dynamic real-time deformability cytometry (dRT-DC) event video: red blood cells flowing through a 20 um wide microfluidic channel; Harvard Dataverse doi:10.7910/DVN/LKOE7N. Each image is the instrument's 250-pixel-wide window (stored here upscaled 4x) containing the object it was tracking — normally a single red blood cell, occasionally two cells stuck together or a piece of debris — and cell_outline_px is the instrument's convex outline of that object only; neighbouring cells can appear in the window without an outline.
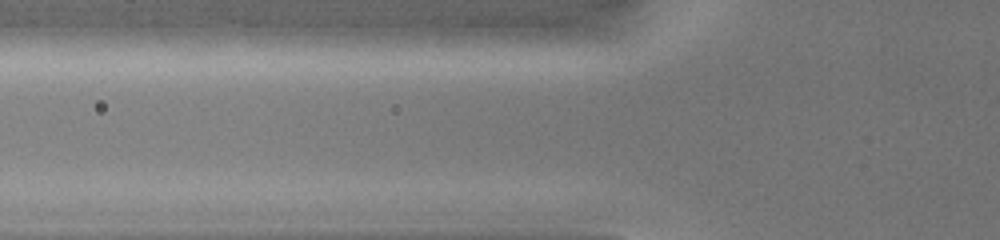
{"species": "common noctule bat (a hibernating species)", "species_latin": "Nyctalus noctula", "temperature_condition": "warm", "stored_images_in_passage": 3, "camera_frame_rate_fps": 3000, "um_per_image_px": 0.085, "animal": {"sex": "female", "body_mass_g": 19.0, "forearm_length_mm": 51.5}, "frame": {"image": 1, "passage_image": 2, "time_ms": 0.667, "image_size_px": [1000, 240], "cell_outline_px": [[624, 36], [616, 40], [592, 44], [536, 52], [532, 52], [400, 48], [400, 44], [408, 32], [440, 24], [568, 24], [624, 32]], "centroid_in_image_um": [43.06, 3.16], "position_along_channel_um": 82.7, "area_um2": 35.89}}